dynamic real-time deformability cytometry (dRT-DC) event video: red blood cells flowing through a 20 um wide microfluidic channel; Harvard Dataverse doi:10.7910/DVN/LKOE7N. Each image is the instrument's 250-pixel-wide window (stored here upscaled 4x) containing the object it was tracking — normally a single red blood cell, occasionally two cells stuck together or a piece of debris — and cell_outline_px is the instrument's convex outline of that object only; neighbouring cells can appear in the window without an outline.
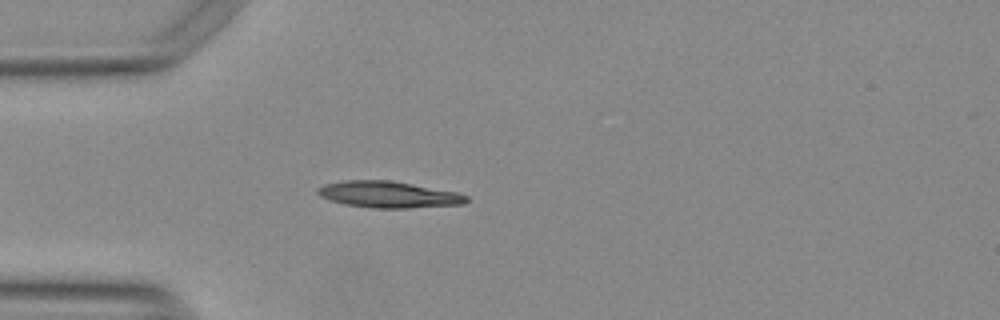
{"species": "Egyptian fruit bat (a non-hibernating species)", "species_latin": "Rousettus aegyptiacus", "temperature_condition": "warm", "stored_images_in_passage": 39, "camera_frame_rate_fps": 3000, "um_per_image_px": 0.085, "animal": {"sex": "female"}, "frame": {"image": 1, "passage_image": 1, "time_ms": 0.0, "image_size_px": [1000, 320], "cell_outline_px": [[468, 200], [464, 204], [408, 208], [372, 208], [344, 204], [320, 196], [316, 192], [316, 188], [324, 184], [344, 180], [392, 180], [456, 192], [468, 196]], "centroid_in_image_um": [33.0, 16.53], "position_along_channel_um": 52.0, "area_um2": 22.95}}
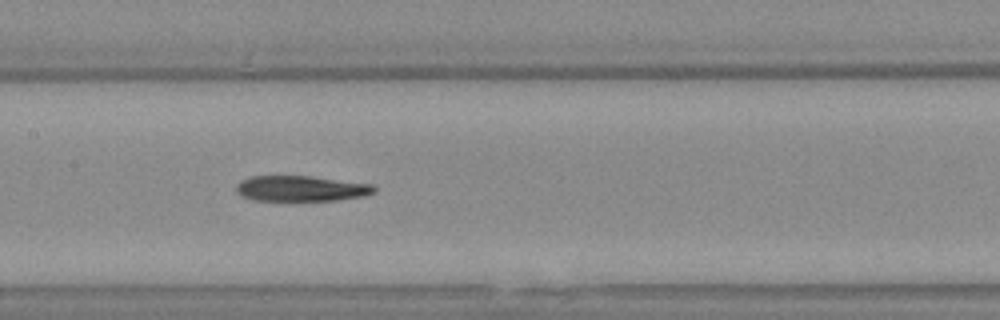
{"frame": {"image": 2, "passage_image": 12, "time_ms": 3.667, "image_size_px": [1000, 320], "cell_outline_px": [[376, 192], [364, 196], [336, 200], [252, 200], [240, 196], [236, 192], [236, 184], [240, 180], [248, 176], [312, 176], [372, 184], [376, 188]], "centroid_in_image_um": [25.55, 16.02], "position_along_channel_um": 181.8, "area_um2": 20.69}}
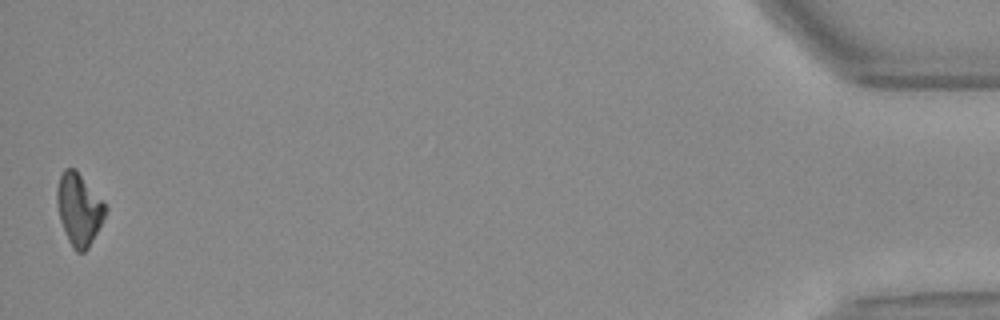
{"frame": {"image": 3, "passage_image": 39, "time_ms": 12.667, "image_size_px": [1000, 320], "cell_outline_px": [[108, 208], [88, 248], [84, 252], [76, 252], [72, 248], [68, 240], [60, 220], [56, 204], [56, 188], [60, 176], [64, 168], [76, 168]], "centroid_in_image_um": [6.68, 17.76], "position_along_channel_um": 428.5, "area_um2": 20.17}}